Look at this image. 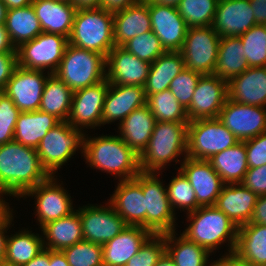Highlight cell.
Returning a JSON list of instances; mask_svg holds the SVG:
<instances>
[{
  "mask_svg": "<svg viewBox=\"0 0 266 266\" xmlns=\"http://www.w3.org/2000/svg\"><path fill=\"white\" fill-rule=\"evenodd\" d=\"M49 177L35 148L15 140L0 145V195L19 200L28 190Z\"/></svg>",
  "mask_w": 266,
  "mask_h": 266,
  "instance_id": "6da1fadb",
  "label": "cell"
},
{
  "mask_svg": "<svg viewBox=\"0 0 266 266\" xmlns=\"http://www.w3.org/2000/svg\"><path fill=\"white\" fill-rule=\"evenodd\" d=\"M102 135L89 137L85 133V164L119 178L118 181L133 179L141 171L139 155L119 135Z\"/></svg>",
  "mask_w": 266,
  "mask_h": 266,
  "instance_id": "7a4b0ae2",
  "label": "cell"
},
{
  "mask_svg": "<svg viewBox=\"0 0 266 266\" xmlns=\"http://www.w3.org/2000/svg\"><path fill=\"white\" fill-rule=\"evenodd\" d=\"M188 123L156 121L147 147L139 156L140 170L161 172L171 162L182 163L187 157ZM181 155L183 160L177 159Z\"/></svg>",
  "mask_w": 266,
  "mask_h": 266,
  "instance_id": "3957f363",
  "label": "cell"
},
{
  "mask_svg": "<svg viewBox=\"0 0 266 266\" xmlns=\"http://www.w3.org/2000/svg\"><path fill=\"white\" fill-rule=\"evenodd\" d=\"M186 218L190 223L182 234L189 240L206 248L211 254L228 242L225 255L234 252L239 227L215 206L199 207L187 213Z\"/></svg>",
  "mask_w": 266,
  "mask_h": 266,
  "instance_id": "277c9868",
  "label": "cell"
},
{
  "mask_svg": "<svg viewBox=\"0 0 266 266\" xmlns=\"http://www.w3.org/2000/svg\"><path fill=\"white\" fill-rule=\"evenodd\" d=\"M68 40L75 47L107 57L115 47L113 12L101 7L77 9Z\"/></svg>",
  "mask_w": 266,
  "mask_h": 266,
  "instance_id": "5b68a950",
  "label": "cell"
},
{
  "mask_svg": "<svg viewBox=\"0 0 266 266\" xmlns=\"http://www.w3.org/2000/svg\"><path fill=\"white\" fill-rule=\"evenodd\" d=\"M54 75L73 92L81 90L106 79V57L68 44Z\"/></svg>",
  "mask_w": 266,
  "mask_h": 266,
  "instance_id": "8992f818",
  "label": "cell"
},
{
  "mask_svg": "<svg viewBox=\"0 0 266 266\" xmlns=\"http://www.w3.org/2000/svg\"><path fill=\"white\" fill-rule=\"evenodd\" d=\"M84 136L85 132L75 129L67 121H61L47 132L36 150L41 165L50 176H56L76 151H82L83 156Z\"/></svg>",
  "mask_w": 266,
  "mask_h": 266,
  "instance_id": "52a82bcc",
  "label": "cell"
},
{
  "mask_svg": "<svg viewBox=\"0 0 266 266\" xmlns=\"http://www.w3.org/2000/svg\"><path fill=\"white\" fill-rule=\"evenodd\" d=\"M239 140L218 118L188 123L187 157L209 160L214 154L234 146Z\"/></svg>",
  "mask_w": 266,
  "mask_h": 266,
  "instance_id": "ba28073f",
  "label": "cell"
},
{
  "mask_svg": "<svg viewBox=\"0 0 266 266\" xmlns=\"http://www.w3.org/2000/svg\"><path fill=\"white\" fill-rule=\"evenodd\" d=\"M160 172L142 171V193L145 197V229L152 234H165L176 230L177 217L167 196ZM162 181V182H161Z\"/></svg>",
  "mask_w": 266,
  "mask_h": 266,
  "instance_id": "9c48e42d",
  "label": "cell"
},
{
  "mask_svg": "<svg viewBox=\"0 0 266 266\" xmlns=\"http://www.w3.org/2000/svg\"><path fill=\"white\" fill-rule=\"evenodd\" d=\"M68 44L65 36L42 32L16 48L18 66L29 70H48V73L54 74Z\"/></svg>",
  "mask_w": 266,
  "mask_h": 266,
  "instance_id": "30bf717a",
  "label": "cell"
},
{
  "mask_svg": "<svg viewBox=\"0 0 266 266\" xmlns=\"http://www.w3.org/2000/svg\"><path fill=\"white\" fill-rule=\"evenodd\" d=\"M220 38L212 26L188 27L185 41L179 51L184 59L185 69L201 75H212Z\"/></svg>",
  "mask_w": 266,
  "mask_h": 266,
  "instance_id": "8fae6325",
  "label": "cell"
},
{
  "mask_svg": "<svg viewBox=\"0 0 266 266\" xmlns=\"http://www.w3.org/2000/svg\"><path fill=\"white\" fill-rule=\"evenodd\" d=\"M62 183H58L57 175L50 176L46 181L38 184L36 187L28 190L21 198H35V217H37V225L41 228L48 222L58 220L69 216L76 209L73 208V200L71 199L67 189L65 190ZM28 196V197H27Z\"/></svg>",
  "mask_w": 266,
  "mask_h": 266,
  "instance_id": "7c38bea8",
  "label": "cell"
},
{
  "mask_svg": "<svg viewBox=\"0 0 266 266\" xmlns=\"http://www.w3.org/2000/svg\"><path fill=\"white\" fill-rule=\"evenodd\" d=\"M102 206L87 204L79 207L82 235L85 241L104 245L127 228L126 222L109 202Z\"/></svg>",
  "mask_w": 266,
  "mask_h": 266,
  "instance_id": "4fadbf2b",
  "label": "cell"
},
{
  "mask_svg": "<svg viewBox=\"0 0 266 266\" xmlns=\"http://www.w3.org/2000/svg\"><path fill=\"white\" fill-rule=\"evenodd\" d=\"M108 88L109 82L104 79L97 84L73 92L67 122L75 129L86 133V129L102 126V111Z\"/></svg>",
  "mask_w": 266,
  "mask_h": 266,
  "instance_id": "5bb4252c",
  "label": "cell"
},
{
  "mask_svg": "<svg viewBox=\"0 0 266 266\" xmlns=\"http://www.w3.org/2000/svg\"><path fill=\"white\" fill-rule=\"evenodd\" d=\"M218 119L239 141L266 132V107L240 104L228 98Z\"/></svg>",
  "mask_w": 266,
  "mask_h": 266,
  "instance_id": "9a60e30c",
  "label": "cell"
},
{
  "mask_svg": "<svg viewBox=\"0 0 266 266\" xmlns=\"http://www.w3.org/2000/svg\"><path fill=\"white\" fill-rule=\"evenodd\" d=\"M44 72L20 66L14 70L3 93L14 102L20 112L39 110L45 82L51 75Z\"/></svg>",
  "mask_w": 266,
  "mask_h": 266,
  "instance_id": "2e32d148",
  "label": "cell"
},
{
  "mask_svg": "<svg viewBox=\"0 0 266 266\" xmlns=\"http://www.w3.org/2000/svg\"><path fill=\"white\" fill-rule=\"evenodd\" d=\"M228 99V82L215 75H202L186 109L189 121L218 118Z\"/></svg>",
  "mask_w": 266,
  "mask_h": 266,
  "instance_id": "e0dca14e",
  "label": "cell"
},
{
  "mask_svg": "<svg viewBox=\"0 0 266 266\" xmlns=\"http://www.w3.org/2000/svg\"><path fill=\"white\" fill-rule=\"evenodd\" d=\"M178 169L191 183L200 207L214 206L225 185L208 160L185 157Z\"/></svg>",
  "mask_w": 266,
  "mask_h": 266,
  "instance_id": "ac0fdd59",
  "label": "cell"
},
{
  "mask_svg": "<svg viewBox=\"0 0 266 266\" xmlns=\"http://www.w3.org/2000/svg\"><path fill=\"white\" fill-rule=\"evenodd\" d=\"M110 199L113 209L128 226L145 228V197L142 193V171L133 179L117 182Z\"/></svg>",
  "mask_w": 266,
  "mask_h": 266,
  "instance_id": "d6986e66",
  "label": "cell"
},
{
  "mask_svg": "<svg viewBox=\"0 0 266 266\" xmlns=\"http://www.w3.org/2000/svg\"><path fill=\"white\" fill-rule=\"evenodd\" d=\"M150 66L151 63L115 46L106 57V79L116 85L144 86Z\"/></svg>",
  "mask_w": 266,
  "mask_h": 266,
  "instance_id": "ffe728a7",
  "label": "cell"
},
{
  "mask_svg": "<svg viewBox=\"0 0 266 266\" xmlns=\"http://www.w3.org/2000/svg\"><path fill=\"white\" fill-rule=\"evenodd\" d=\"M152 32L167 52L180 51L188 31L186 21L177 8L149 5Z\"/></svg>",
  "mask_w": 266,
  "mask_h": 266,
  "instance_id": "44dd1931",
  "label": "cell"
},
{
  "mask_svg": "<svg viewBox=\"0 0 266 266\" xmlns=\"http://www.w3.org/2000/svg\"><path fill=\"white\" fill-rule=\"evenodd\" d=\"M255 23L249 0H219L213 29L222 37H239Z\"/></svg>",
  "mask_w": 266,
  "mask_h": 266,
  "instance_id": "7402d4cb",
  "label": "cell"
},
{
  "mask_svg": "<svg viewBox=\"0 0 266 266\" xmlns=\"http://www.w3.org/2000/svg\"><path fill=\"white\" fill-rule=\"evenodd\" d=\"M143 86L109 83L102 111V126L115 121L120 124L131 112L146 104Z\"/></svg>",
  "mask_w": 266,
  "mask_h": 266,
  "instance_id": "603a6c76",
  "label": "cell"
},
{
  "mask_svg": "<svg viewBox=\"0 0 266 266\" xmlns=\"http://www.w3.org/2000/svg\"><path fill=\"white\" fill-rule=\"evenodd\" d=\"M151 235L142 226H127L102 245L103 266H125Z\"/></svg>",
  "mask_w": 266,
  "mask_h": 266,
  "instance_id": "cb8c5ba5",
  "label": "cell"
},
{
  "mask_svg": "<svg viewBox=\"0 0 266 266\" xmlns=\"http://www.w3.org/2000/svg\"><path fill=\"white\" fill-rule=\"evenodd\" d=\"M228 98L246 105L266 107V67H249L228 82Z\"/></svg>",
  "mask_w": 266,
  "mask_h": 266,
  "instance_id": "d4e9b609",
  "label": "cell"
},
{
  "mask_svg": "<svg viewBox=\"0 0 266 266\" xmlns=\"http://www.w3.org/2000/svg\"><path fill=\"white\" fill-rule=\"evenodd\" d=\"M257 198L241 183L225 184L214 206L240 227L250 222Z\"/></svg>",
  "mask_w": 266,
  "mask_h": 266,
  "instance_id": "484cf974",
  "label": "cell"
},
{
  "mask_svg": "<svg viewBox=\"0 0 266 266\" xmlns=\"http://www.w3.org/2000/svg\"><path fill=\"white\" fill-rule=\"evenodd\" d=\"M114 43L122 46L128 40L152 31L149 5L144 1L113 13Z\"/></svg>",
  "mask_w": 266,
  "mask_h": 266,
  "instance_id": "4316f807",
  "label": "cell"
},
{
  "mask_svg": "<svg viewBox=\"0 0 266 266\" xmlns=\"http://www.w3.org/2000/svg\"><path fill=\"white\" fill-rule=\"evenodd\" d=\"M32 6L43 32L70 37L77 8L71 3L33 0Z\"/></svg>",
  "mask_w": 266,
  "mask_h": 266,
  "instance_id": "83f0119b",
  "label": "cell"
},
{
  "mask_svg": "<svg viewBox=\"0 0 266 266\" xmlns=\"http://www.w3.org/2000/svg\"><path fill=\"white\" fill-rule=\"evenodd\" d=\"M155 117L147 104L131 112L119 125L121 139L137 154L147 147L155 125Z\"/></svg>",
  "mask_w": 266,
  "mask_h": 266,
  "instance_id": "f1b7e54d",
  "label": "cell"
},
{
  "mask_svg": "<svg viewBox=\"0 0 266 266\" xmlns=\"http://www.w3.org/2000/svg\"><path fill=\"white\" fill-rule=\"evenodd\" d=\"M40 230L44 248L50 250L62 251L84 240L79 208L69 216L46 223Z\"/></svg>",
  "mask_w": 266,
  "mask_h": 266,
  "instance_id": "f546056e",
  "label": "cell"
},
{
  "mask_svg": "<svg viewBox=\"0 0 266 266\" xmlns=\"http://www.w3.org/2000/svg\"><path fill=\"white\" fill-rule=\"evenodd\" d=\"M233 253L252 266H266V225H241Z\"/></svg>",
  "mask_w": 266,
  "mask_h": 266,
  "instance_id": "4dcf8cb0",
  "label": "cell"
},
{
  "mask_svg": "<svg viewBox=\"0 0 266 266\" xmlns=\"http://www.w3.org/2000/svg\"><path fill=\"white\" fill-rule=\"evenodd\" d=\"M61 121L40 110L20 112L14 129V140L24 146L37 148L47 132Z\"/></svg>",
  "mask_w": 266,
  "mask_h": 266,
  "instance_id": "1f68e13d",
  "label": "cell"
},
{
  "mask_svg": "<svg viewBox=\"0 0 266 266\" xmlns=\"http://www.w3.org/2000/svg\"><path fill=\"white\" fill-rule=\"evenodd\" d=\"M185 69L184 59L179 51L165 52L151 63L144 92L150 94L169 89L171 81Z\"/></svg>",
  "mask_w": 266,
  "mask_h": 266,
  "instance_id": "d6a6232c",
  "label": "cell"
},
{
  "mask_svg": "<svg viewBox=\"0 0 266 266\" xmlns=\"http://www.w3.org/2000/svg\"><path fill=\"white\" fill-rule=\"evenodd\" d=\"M176 232L177 230L165 233V252L175 266H212L213 262L209 258L212 254L206 248L189 240L182 233L176 237Z\"/></svg>",
  "mask_w": 266,
  "mask_h": 266,
  "instance_id": "836d02e7",
  "label": "cell"
},
{
  "mask_svg": "<svg viewBox=\"0 0 266 266\" xmlns=\"http://www.w3.org/2000/svg\"><path fill=\"white\" fill-rule=\"evenodd\" d=\"M208 161L224 184L241 183L248 170L244 141H239L234 146L214 154Z\"/></svg>",
  "mask_w": 266,
  "mask_h": 266,
  "instance_id": "e575fe53",
  "label": "cell"
},
{
  "mask_svg": "<svg viewBox=\"0 0 266 266\" xmlns=\"http://www.w3.org/2000/svg\"><path fill=\"white\" fill-rule=\"evenodd\" d=\"M240 37L220 38L218 57L213 75L229 82L249 68Z\"/></svg>",
  "mask_w": 266,
  "mask_h": 266,
  "instance_id": "d590c367",
  "label": "cell"
},
{
  "mask_svg": "<svg viewBox=\"0 0 266 266\" xmlns=\"http://www.w3.org/2000/svg\"><path fill=\"white\" fill-rule=\"evenodd\" d=\"M5 27L15 48L43 32L32 4L7 10Z\"/></svg>",
  "mask_w": 266,
  "mask_h": 266,
  "instance_id": "8d00e7d4",
  "label": "cell"
},
{
  "mask_svg": "<svg viewBox=\"0 0 266 266\" xmlns=\"http://www.w3.org/2000/svg\"><path fill=\"white\" fill-rule=\"evenodd\" d=\"M28 229L22 228L21 231H14L15 234L8 235L5 263L12 266H22L44 249L42 236Z\"/></svg>",
  "mask_w": 266,
  "mask_h": 266,
  "instance_id": "74e56055",
  "label": "cell"
},
{
  "mask_svg": "<svg viewBox=\"0 0 266 266\" xmlns=\"http://www.w3.org/2000/svg\"><path fill=\"white\" fill-rule=\"evenodd\" d=\"M73 91L54 74L45 82L39 110L60 121H67L72 104Z\"/></svg>",
  "mask_w": 266,
  "mask_h": 266,
  "instance_id": "f35d334b",
  "label": "cell"
},
{
  "mask_svg": "<svg viewBox=\"0 0 266 266\" xmlns=\"http://www.w3.org/2000/svg\"><path fill=\"white\" fill-rule=\"evenodd\" d=\"M146 104L156 121L190 122L186 109L169 89L160 93L150 94L146 99Z\"/></svg>",
  "mask_w": 266,
  "mask_h": 266,
  "instance_id": "ab89813d",
  "label": "cell"
},
{
  "mask_svg": "<svg viewBox=\"0 0 266 266\" xmlns=\"http://www.w3.org/2000/svg\"><path fill=\"white\" fill-rule=\"evenodd\" d=\"M219 0H181L177 6L188 27L212 26Z\"/></svg>",
  "mask_w": 266,
  "mask_h": 266,
  "instance_id": "60d3db41",
  "label": "cell"
},
{
  "mask_svg": "<svg viewBox=\"0 0 266 266\" xmlns=\"http://www.w3.org/2000/svg\"><path fill=\"white\" fill-rule=\"evenodd\" d=\"M178 175L174 176L170 181L167 189L169 203L174 212L176 209L189 213L197 210L200 206L196 201V195L191 183L178 169Z\"/></svg>",
  "mask_w": 266,
  "mask_h": 266,
  "instance_id": "b9f144b4",
  "label": "cell"
},
{
  "mask_svg": "<svg viewBox=\"0 0 266 266\" xmlns=\"http://www.w3.org/2000/svg\"><path fill=\"white\" fill-rule=\"evenodd\" d=\"M249 67H266V28L255 25L239 36Z\"/></svg>",
  "mask_w": 266,
  "mask_h": 266,
  "instance_id": "7bdbcfd3",
  "label": "cell"
},
{
  "mask_svg": "<svg viewBox=\"0 0 266 266\" xmlns=\"http://www.w3.org/2000/svg\"><path fill=\"white\" fill-rule=\"evenodd\" d=\"M121 47L140 60L148 63L154 62L160 55L166 52L159 38L152 31L145 32L128 40Z\"/></svg>",
  "mask_w": 266,
  "mask_h": 266,
  "instance_id": "ee69618b",
  "label": "cell"
},
{
  "mask_svg": "<svg viewBox=\"0 0 266 266\" xmlns=\"http://www.w3.org/2000/svg\"><path fill=\"white\" fill-rule=\"evenodd\" d=\"M69 266H103L102 245L81 241L62 250Z\"/></svg>",
  "mask_w": 266,
  "mask_h": 266,
  "instance_id": "f6af8a7d",
  "label": "cell"
},
{
  "mask_svg": "<svg viewBox=\"0 0 266 266\" xmlns=\"http://www.w3.org/2000/svg\"><path fill=\"white\" fill-rule=\"evenodd\" d=\"M165 253V234H152L125 266H155Z\"/></svg>",
  "mask_w": 266,
  "mask_h": 266,
  "instance_id": "bcb514c9",
  "label": "cell"
},
{
  "mask_svg": "<svg viewBox=\"0 0 266 266\" xmlns=\"http://www.w3.org/2000/svg\"><path fill=\"white\" fill-rule=\"evenodd\" d=\"M201 76L199 73L184 69L169 85V90L185 109L190 105L196 85Z\"/></svg>",
  "mask_w": 266,
  "mask_h": 266,
  "instance_id": "7dc6e473",
  "label": "cell"
},
{
  "mask_svg": "<svg viewBox=\"0 0 266 266\" xmlns=\"http://www.w3.org/2000/svg\"><path fill=\"white\" fill-rule=\"evenodd\" d=\"M20 110L3 92H0V145L14 140V129Z\"/></svg>",
  "mask_w": 266,
  "mask_h": 266,
  "instance_id": "c3c4849f",
  "label": "cell"
},
{
  "mask_svg": "<svg viewBox=\"0 0 266 266\" xmlns=\"http://www.w3.org/2000/svg\"><path fill=\"white\" fill-rule=\"evenodd\" d=\"M248 168L266 165V132L245 140Z\"/></svg>",
  "mask_w": 266,
  "mask_h": 266,
  "instance_id": "681fc988",
  "label": "cell"
},
{
  "mask_svg": "<svg viewBox=\"0 0 266 266\" xmlns=\"http://www.w3.org/2000/svg\"><path fill=\"white\" fill-rule=\"evenodd\" d=\"M257 196L266 194V165L261 167L248 168L244 179L241 182Z\"/></svg>",
  "mask_w": 266,
  "mask_h": 266,
  "instance_id": "f907efd6",
  "label": "cell"
},
{
  "mask_svg": "<svg viewBox=\"0 0 266 266\" xmlns=\"http://www.w3.org/2000/svg\"><path fill=\"white\" fill-rule=\"evenodd\" d=\"M17 66V53L0 54V92L5 90L7 82Z\"/></svg>",
  "mask_w": 266,
  "mask_h": 266,
  "instance_id": "816d5d0a",
  "label": "cell"
},
{
  "mask_svg": "<svg viewBox=\"0 0 266 266\" xmlns=\"http://www.w3.org/2000/svg\"><path fill=\"white\" fill-rule=\"evenodd\" d=\"M250 223L266 225V194L258 196Z\"/></svg>",
  "mask_w": 266,
  "mask_h": 266,
  "instance_id": "f5cc1de1",
  "label": "cell"
},
{
  "mask_svg": "<svg viewBox=\"0 0 266 266\" xmlns=\"http://www.w3.org/2000/svg\"><path fill=\"white\" fill-rule=\"evenodd\" d=\"M14 214L12 213L1 225H0V263L4 262L5 258V252H6V244H7V238L8 233L7 231L9 230L12 224L14 222Z\"/></svg>",
  "mask_w": 266,
  "mask_h": 266,
  "instance_id": "db71d44e",
  "label": "cell"
},
{
  "mask_svg": "<svg viewBox=\"0 0 266 266\" xmlns=\"http://www.w3.org/2000/svg\"><path fill=\"white\" fill-rule=\"evenodd\" d=\"M253 9L255 23L257 25L266 24V0H249Z\"/></svg>",
  "mask_w": 266,
  "mask_h": 266,
  "instance_id": "11a10c76",
  "label": "cell"
},
{
  "mask_svg": "<svg viewBox=\"0 0 266 266\" xmlns=\"http://www.w3.org/2000/svg\"><path fill=\"white\" fill-rule=\"evenodd\" d=\"M140 0H102L101 1V8L106 9L110 12H116L122 10L130 5H133Z\"/></svg>",
  "mask_w": 266,
  "mask_h": 266,
  "instance_id": "9f6ffc18",
  "label": "cell"
},
{
  "mask_svg": "<svg viewBox=\"0 0 266 266\" xmlns=\"http://www.w3.org/2000/svg\"><path fill=\"white\" fill-rule=\"evenodd\" d=\"M212 266H252L249 263L238 258L234 253L222 255L217 260H214Z\"/></svg>",
  "mask_w": 266,
  "mask_h": 266,
  "instance_id": "6f0895ef",
  "label": "cell"
},
{
  "mask_svg": "<svg viewBox=\"0 0 266 266\" xmlns=\"http://www.w3.org/2000/svg\"><path fill=\"white\" fill-rule=\"evenodd\" d=\"M17 53L15 46L12 44L5 24L0 25V54Z\"/></svg>",
  "mask_w": 266,
  "mask_h": 266,
  "instance_id": "680465c9",
  "label": "cell"
},
{
  "mask_svg": "<svg viewBox=\"0 0 266 266\" xmlns=\"http://www.w3.org/2000/svg\"><path fill=\"white\" fill-rule=\"evenodd\" d=\"M49 266H69L63 251L49 249Z\"/></svg>",
  "mask_w": 266,
  "mask_h": 266,
  "instance_id": "91938a15",
  "label": "cell"
},
{
  "mask_svg": "<svg viewBox=\"0 0 266 266\" xmlns=\"http://www.w3.org/2000/svg\"><path fill=\"white\" fill-rule=\"evenodd\" d=\"M22 266H49V249L44 248L28 263Z\"/></svg>",
  "mask_w": 266,
  "mask_h": 266,
  "instance_id": "94428289",
  "label": "cell"
},
{
  "mask_svg": "<svg viewBox=\"0 0 266 266\" xmlns=\"http://www.w3.org/2000/svg\"><path fill=\"white\" fill-rule=\"evenodd\" d=\"M4 195H0V225L12 214L15 213L13 212V208H10V204L7 203L4 199L5 196L2 197ZM2 197V198H1Z\"/></svg>",
  "mask_w": 266,
  "mask_h": 266,
  "instance_id": "6125c7cd",
  "label": "cell"
},
{
  "mask_svg": "<svg viewBox=\"0 0 266 266\" xmlns=\"http://www.w3.org/2000/svg\"><path fill=\"white\" fill-rule=\"evenodd\" d=\"M102 0H71V4L77 9L80 8H100Z\"/></svg>",
  "mask_w": 266,
  "mask_h": 266,
  "instance_id": "be15d7a7",
  "label": "cell"
},
{
  "mask_svg": "<svg viewBox=\"0 0 266 266\" xmlns=\"http://www.w3.org/2000/svg\"><path fill=\"white\" fill-rule=\"evenodd\" d=\"M8 10L14 8H22L29 6L33 3V0H2Z\"/></svg>",
  "mask_w": 266,
  "mask_h": 266,
  "instance_id": "e7e4bbea",
  "label": "cell"
},
{
  "mask_svg": "<svg viewBox=\"0 0 266 266\" xmlns=\"http://www.w3.org/2000/svg\"><path fill=\"white\" fill-rule=\"evenodd\" d=\"M148 5H163L177 8L181 0H144Z\"/></svg>",
  "mask_w": 266,
  "mask_h": 266,
  "instance_id": "03108f58",
  "label": "cell"
},
{
  "mask_svg": "<svg viewBox=\"0 0 266 266\" xmlns=\"http://www.w3.org/2000/svg\"><path fill=\"white\" fill-rule=\"evenodd\" d=\"M155 266H175L173 260L165 252Z\"/></svg>",
  "mask_w": 266,
  "mask_h": 266,
  "instance_id": "003e7915",
  "label": "cell"
},
{
  "mask_svg": "<svg viewBox=\"0 0 266 266\" xmlns=\"http://www.w3.org/2000/svg\"><path fill=\"white\" fill-rule=\"evenodd\" d=\"M7 10L8 9L5 4L2 2V0H0V25L5 24Z\"/></svg>",
  "mask_w": 266,
  "mask_h": 266,
  "instance_id": "a7ac6f4b",
  "label": "cell"
},
{
  "mask_svg": "<svg viewBox=\"0 0 266 266\" xmlns=\"http://www.w3.org/2000/svg\"><path fill=\"white\" fill-rule=\"evenodd\" d=\"M54 2H60V3H71V0H51Z\"/></svg>",
  "mask_w": 266,
  "mask_h": 266,
  "instance_id": "89a4df30",
  "label": "cell"
},
{
  "mask_svg": "<svg viewBox=\"0 0 266 266\" xmlns=\"http://www.w3.org/2000/svg\"><path fill=\"white\" fill-rule=\"evenodd\" d=\"M0 266H12V265L3 262V263H0Z\"/></svg>",
  "mask_w": 266,
  "mask_h": 266,
  "instance_id": "2644e50d",
  "label": "cell"
}]
</instances>
